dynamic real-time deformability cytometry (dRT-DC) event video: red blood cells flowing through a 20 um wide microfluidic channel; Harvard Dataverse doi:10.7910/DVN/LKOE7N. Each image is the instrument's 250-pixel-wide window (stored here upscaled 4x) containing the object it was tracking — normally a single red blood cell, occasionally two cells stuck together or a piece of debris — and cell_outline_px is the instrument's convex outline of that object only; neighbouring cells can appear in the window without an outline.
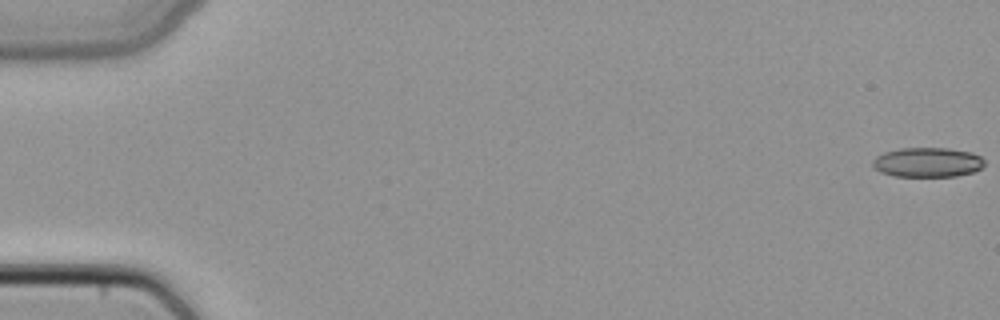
{"species": "common noctule bat (a hibernating species)", "species_latin": "Nyctalus noctula", "temperature_condition": "cold", "stored_images_in_passage": 50, "camera_frame_rate_fps": 3000, "um_per_image_px": 0.085, "animal": {"sex": "female", "body_mass_g": 22.7, "forearm_length_mm": 54.2}, "frame": {"image": 1, "passage_image": 1, "time_ms": 0.0, "image_size_px": [1000, 320], "cell_outline_px": [[984, 164], [980, 168], [972, 172], [956, 176], [896, 176], [880, 172], [872, 164], [872, 160], [876, 156], [884, 152], [900, 148], [948, 148], [972, 152], [980, 156], [984, 160]], "centroid_in_image_um": [78.83, 13.78], "position_along_channel_um": 6.2, "area_um2": 19.25}}
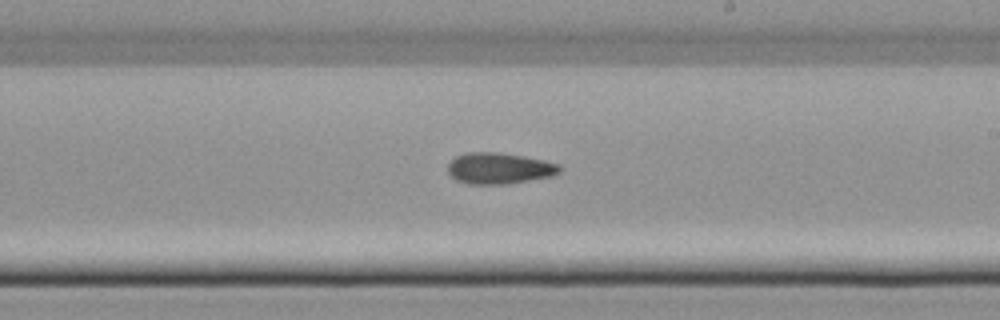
{"frame": {"image": 2, "passage_image": 30, "time_ms": 9.667, "image_size_px": [1000, 320], "cell_outline_px": [[560, 172], [552, 176], [508, 184], [468, 184], [456, 180], [448, 172], [448, 164], [456, 156], [464, 152], [500, 152], [524, 156], [544, 160], [560, 164]], "centroid_in_image_um": [42.43, 14.3], "position_along_channel_um": 246.6, "area_um2": 20.46}}
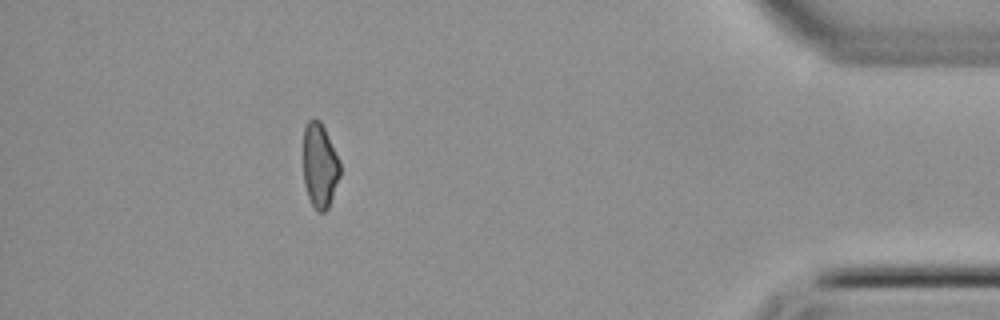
{"frame": {"image": 3, "passage_image": 45, "time_ms": 14.667, "image_size_px": [1000, 320], "cell_outline_px": [[340, 176], [328, 208], [324, 212], [316, 212], [308, 196], [304, 184], [304, 128], [308, 120], [312, 116], [320, 120], [340, 160]], "centroid_in_image_um": [27.18, 14.06], "position_along_channel_um": 408.0, "area_um2": 18.21}}